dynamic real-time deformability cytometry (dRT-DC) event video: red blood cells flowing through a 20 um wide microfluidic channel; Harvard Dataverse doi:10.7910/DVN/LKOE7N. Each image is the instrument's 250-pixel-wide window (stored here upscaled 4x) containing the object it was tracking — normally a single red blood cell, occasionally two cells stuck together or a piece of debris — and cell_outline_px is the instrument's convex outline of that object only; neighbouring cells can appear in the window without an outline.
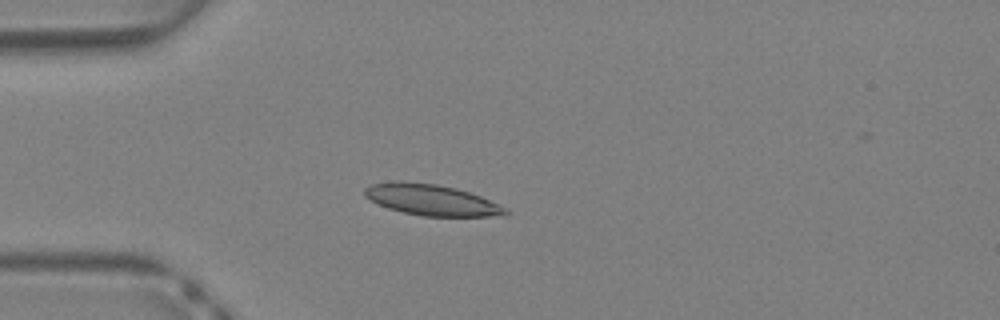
{"species": "Egyptian fruit bat (a non-hibernating species)", "species_latin": "Rousettus aegyptiacus", "temperature_condition": "warm", "stored_images_in_passage": 33, "camera_frame_rate_fps": 3000, "um_per_image_px": 0.085, "animal": {"sex": "female"}, "frame": {"image": 1, "passage_image": 4, "time_ms": 1.0, "image_size_px": [1000, 320], "cell_outline_px": [[508, 216], [420, 216], [388, 208], [364, 196], [364, 188], [372, 184], [396, 180], [436, 184], [456, 188], [480, 196], [504, 208], [508, 212]], "centroid_in_image_um": [36.65, 16.99], "position_along_channel_um": 48.4, "area_um2": 25.2}}
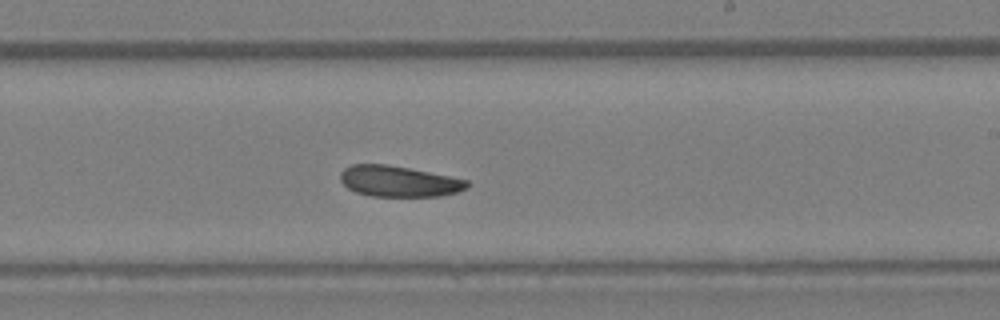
{"frame": {"image": 2, "passage_image": 17, "time_ms": 5.333, "image_size_px": [1000, 320], "cell_outline_px": [[468, 188], [456, 192], [440, 196], [372, 196], [356, 192], [348, 188], [340, 180], [340, 172], [344, 168], [352, 164], [388, 164], [468, 180]], "centroid_in_image_um": [33.87, 15.41], "position_along_channel_um": 255.1, "area_um2": 22.66}}
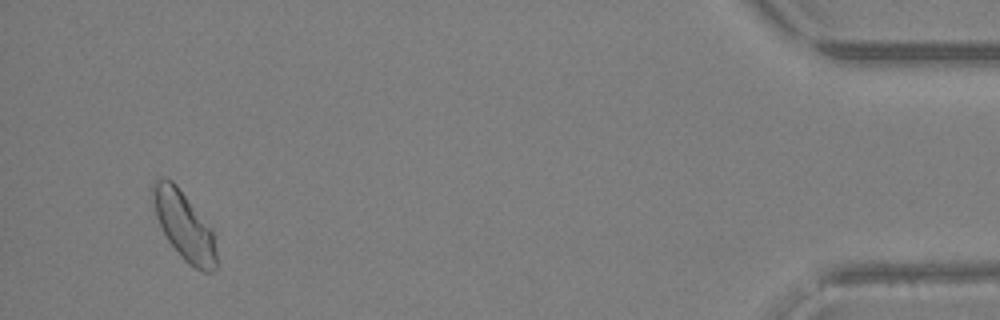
{"frame": {"image": 3, "passage_image": 31, "time_ms": 10.0, "image_size_px": [1000, 320], "cell_outline_px": [[216, 268], [212, 272], [204, 272], [188, 264], [180, 256], [168, 240], [156, 216], [152, 200], [152, 184], [156, 180], [164, 176], [172, 180], [176, 184], [212, 228], [216, 248]], "centroid_in_image_um": [15.65, 19.17], "position_along_channel_um": 419.5, "area_um2": 25.26}}